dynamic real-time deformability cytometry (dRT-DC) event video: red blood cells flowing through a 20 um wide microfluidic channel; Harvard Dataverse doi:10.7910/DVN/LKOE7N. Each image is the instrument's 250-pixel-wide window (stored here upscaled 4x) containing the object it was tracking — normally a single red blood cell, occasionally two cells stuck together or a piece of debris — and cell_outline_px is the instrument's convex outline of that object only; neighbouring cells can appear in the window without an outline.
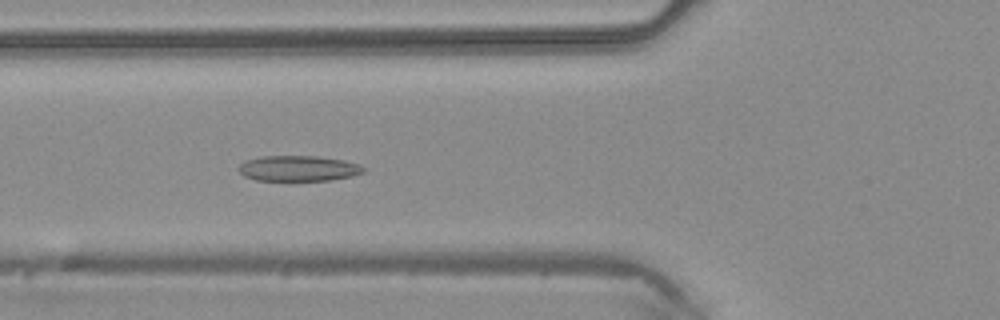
{"species": "common noctule bat (a hibernating species)", "species_latin": "Nyctalus noctula", "temperature_condition": "warm", "stored_images_in_passage": 43, "camera_frame_rate_fps": 3000, "um_per_image_px": 0.085, "animal": {"sex": "male", "body_mass_g": 20.4}, "frame": {"image": 1, "passage_image": 15, "time_ms": 4.667, "image_size_px": [1000, 320], "cell_outline_px": [[368, 168], [364, 172], [352, 176], [328, 180], [288, 184], [256, 180], [244, 176], [236, 168], [244, 160], [260, 156], [316, 156], [344, 160], [360, 164]], "centroid_in_image_um": [25.33, 14.36], "position_along_channel_um": 100.5, "area_um2": 19.77}}
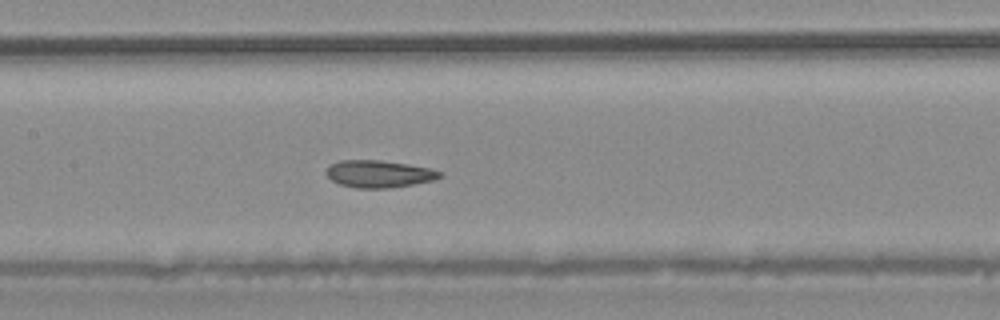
{"frame": {"image": 2, "passage_image": 20, "time_ms": 6.333, "image_size_px": [1000, 320], "cell_outline_px": [[444, 176], [432, 180], [412, 184], [388, 188], [356, 188], [340, 184], [332, 180], [324, 172], [328, 164], [340, 160], [380, 160], [408, 164], [432, 168], [444, 172]], "centroid_in_image_um": [32.21, 14.77], "position_along_channel_um": 175.2, "area_um2": 18.21}}
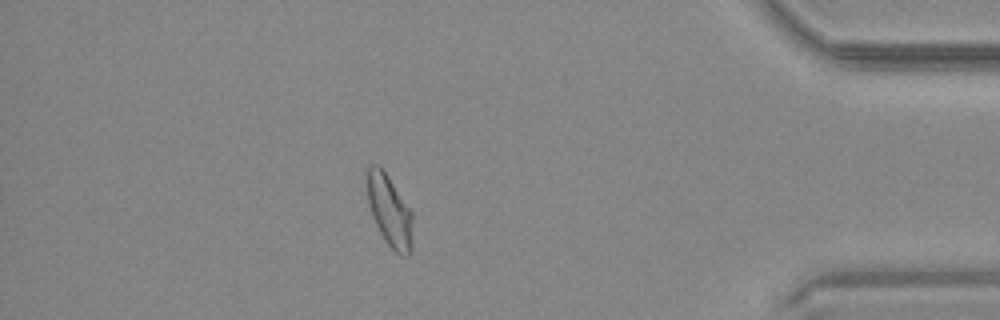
{"frame": {"image": 3, "passage_image": 38, "time_ms": 12.333, "image_size_px": [1000, 320], "cell_outline_px": [[412, 252], [408, 256], [400, 256], [384, 240], [372, 216], [368, 200], [368, 164], [376, 164], [388, 176], [412, 212]], "centroid_in_image_um": [33.14, 17.98], "position_along_channel_um": 402.1, "area_um2": 18.73}}